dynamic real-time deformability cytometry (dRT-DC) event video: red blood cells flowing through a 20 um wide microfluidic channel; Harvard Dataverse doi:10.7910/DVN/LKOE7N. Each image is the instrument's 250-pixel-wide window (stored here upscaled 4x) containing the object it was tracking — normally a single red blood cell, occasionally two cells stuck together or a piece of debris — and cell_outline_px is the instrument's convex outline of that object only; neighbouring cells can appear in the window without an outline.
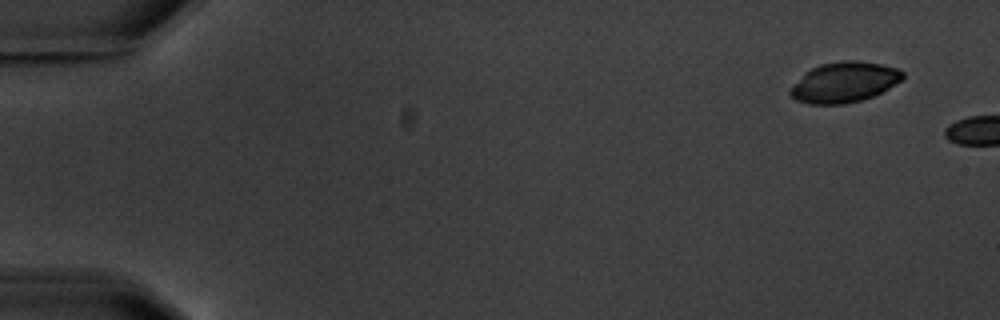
{"species": "common noctule bat (a hibernating species)", "species_latin": "Nyctalus noctula", "temperature_condition": "warm", "stored_images_in_passage": 3, "camera_frame_rate_fps": 3000, "um_per_image_px": 0.085, "animal": {"sex": "male", "body_mass_g": 20.1, "forearm_length_mm": 53.5}, "frame": {"image": 1, "passage_image": 1, "time_ms": 0.0, "image_size_px": [1000, 320], "cell_outline_px": [[904, 76], [900, 80], [888, 88], [872, 96], [860, 100], [844, 104], [808, 104], [796, 100], [788, 92], [804, 72], [820, 64], [844, 60], [856, 60], [880, 64], [896, 68], [904, 72]], "centroid_in_image_um": [71.73, 6.98], "position_along_channel_um": 13.3, "area_um2": 26.18}}